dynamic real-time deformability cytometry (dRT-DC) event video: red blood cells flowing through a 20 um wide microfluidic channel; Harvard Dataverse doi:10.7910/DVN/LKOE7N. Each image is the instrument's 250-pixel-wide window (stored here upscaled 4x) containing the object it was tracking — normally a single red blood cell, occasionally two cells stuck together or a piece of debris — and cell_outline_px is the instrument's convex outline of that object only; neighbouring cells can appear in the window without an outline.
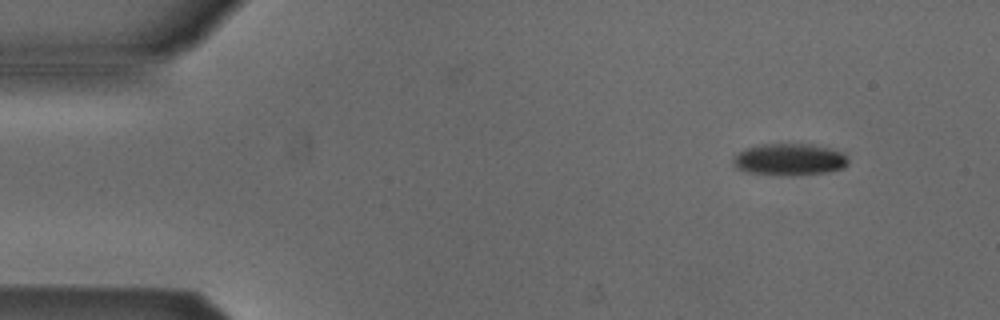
{"species": "Egyptian fruit bat (a non-hibernating species)", "species_latin": "Rousettus aegyptiacus", "temperature_condition": "cold", "stored_images_in_passage": 5, "camera_frame_rate_fps": 3000, "um_per_image_px": 0.085, "animal": {"sex": "male"}, "frame": {"image": 1, "passage_image": 1, "time_ms": 0.0, "image_size_px": [1000, 320], "cell_outline_px": [[848, 164], [844, 168], [824, 172], [792, 176], [748, 172], [736, 168], [732, 164], [732, 160], [744, 148], [760, 144], [812, 144], [844, 152], [848, 156]], "centroid_in_image_um": [67.12, 13.55], "position_along_channel_um": 17.9, "area_um2": 21.44}}
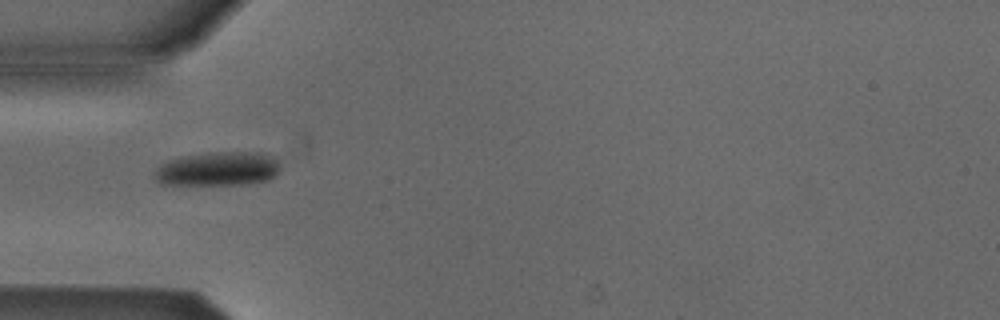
{"frame": {"image": 2, "passage_image": 4, "time_ms": 1.0, "image_size_px": [1000, 320], "cell_outline_px": [[280, 168], [276, 176], [268, 180], [248, 184], [160, 184], [156, 180], [156, 168], [160, 164], [168, 160], [180, 156], [208, 152], [260, 152], [272, 156], [276, 160]], "centroid_in_image_um": [18.54, 14.34], "position_along_channel_um": 66.5, "area_um2": 25.03}}
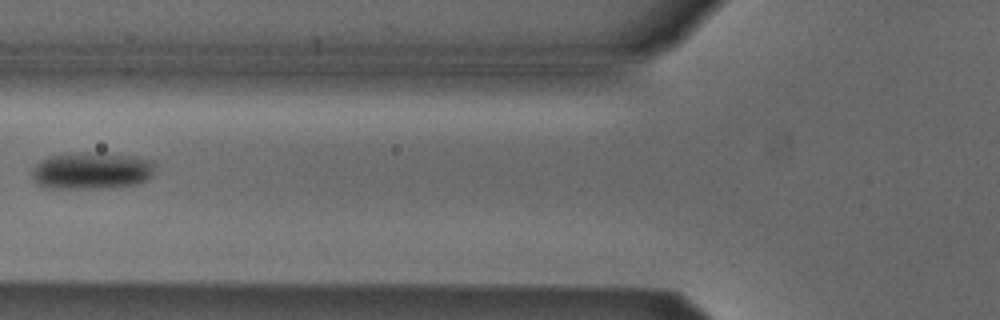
{"frame": {"image": 3, "passage_image": 5, "time_ms": 1.333, "image_size_px": [1000, 320], "cell_outline_px": [[152, 164], [148, 180], [136, 184], [112, 188], [44, 188], [36, 184], [32, 176], [32, 172], [36, 164], [40, 160], [52, 156], [80, 152], [100, 152], [132, 156], [152, 160]], "centroid_in_image_um": [7.74, 14.52], "position_along_channel_um": 118.1, "area_um2": 26.53}}